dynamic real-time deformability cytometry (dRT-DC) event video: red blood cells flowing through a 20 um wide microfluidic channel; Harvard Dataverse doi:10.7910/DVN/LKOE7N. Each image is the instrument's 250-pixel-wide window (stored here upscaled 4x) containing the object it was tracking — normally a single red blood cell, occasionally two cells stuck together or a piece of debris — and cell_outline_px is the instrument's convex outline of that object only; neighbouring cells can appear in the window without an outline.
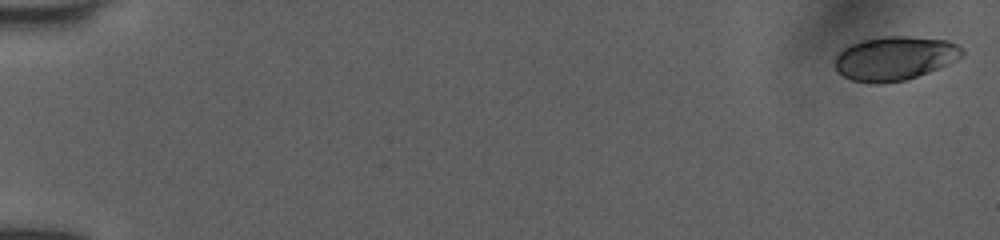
{"species": "human", "species_latin": "Homo sapiens", "temperature_condition": "room temperature", "stored_images_in_passage": 52, "camera_frame_rate_fps": 3000, "um_per_image_px": 0.085, "donor": {"sex": "female"}, "frame": {"image": 1, "passage_image": 1, "time_ms": 0.0, "image_size_px": [1000, 240], "cell_outline_px": [[964, 56], [956, 60], [928, 72], [904, 80], [880, 84], [872, 84], [852, 80], [836, 72], [836, 56], [844, 48], [852, 44], [864, 40], [884, 36], [908, 36], [948, 40], [964, 48]], "centroid_in_image_um": [76.07, 4.95], "position_along_channel_um": 8.9, "area_um2": 32.48}}
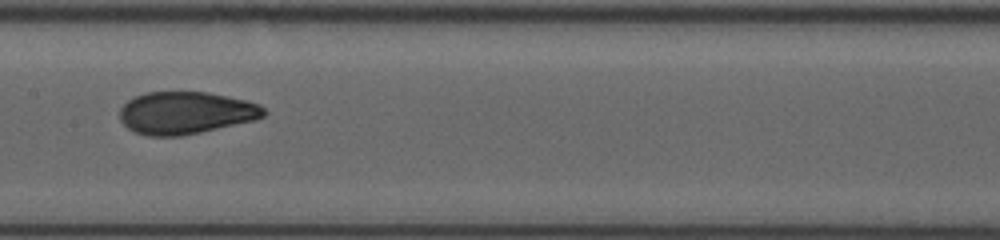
{"frame": {"image": 2, "passage_image": 28, "time_ms": 9.0, "image_size_px": [1000, 240], "cell_outline_px": [[268, 112], [264, 116], [256, 120], [200, 132], [180, 136], [148, 136], [136, 132], [128, 128], [120, 120], [120, 108], [128, 100], [136, 96], [148, 92], [208, 92], [248, 100], [260, 104]], "centroid_in_image_um": [15.82, 9.59], "position_along_channel_um": 191.6, "area_um2": 35.66}}
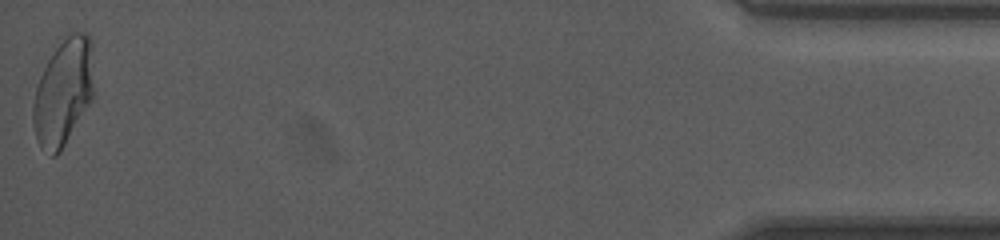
{"frame": {"image": 3, "passage_image": 52, "time_ms": 17.0, "image_size_px": [1000, 240], "cell_outline_px": [[92, 100], [60, 152], [56, 156], [52, 156], [40, 148], [36, 140], [32, 120], [32, 108], [36, 88], [40, 76], [60, 36], [72, 32], [88, 32], [92, 40]], "centroid_in_image_um": [5.37, 7.79], "position_along_channel_um": 429.8, "area_um2": 38.21}, "authors_computed_cell_mechanics": {"area_um2": 35.1424, "velocity_mm_per_s": 4.0256, "shape_relaxation_time_tau1_ms": 4.8049, "shape_relaxation_time_tau2_ms": 0.9172, "deformation_change_tau1": 0.154, "deformation_change_tau2": 0.0556}}